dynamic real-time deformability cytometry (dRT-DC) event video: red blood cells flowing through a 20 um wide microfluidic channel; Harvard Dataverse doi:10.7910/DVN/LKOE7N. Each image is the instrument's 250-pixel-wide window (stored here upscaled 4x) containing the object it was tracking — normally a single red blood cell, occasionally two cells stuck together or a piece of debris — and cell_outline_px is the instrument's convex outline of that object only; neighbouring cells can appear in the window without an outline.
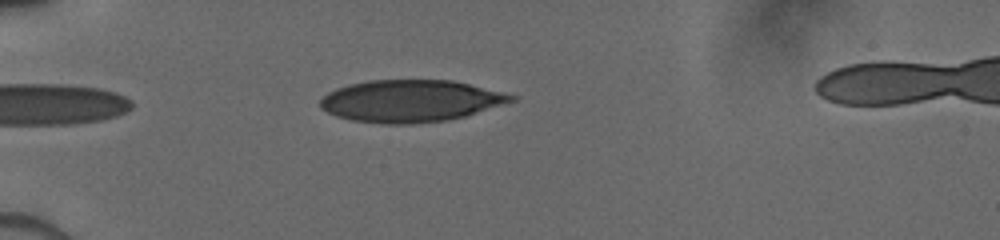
{"species": "human", "species_latin": "Homo sapiens", "temperature_condition": "cold", "stored_images_in_passage": 6, "camera_frame_rate_fps": 3000, "um_per_image_px": 0.085, "donor": {"sex": "male"}, "frame": {"image": 1, "passage_image": 6, "time_ms": 4.667, "image_size_px": [1000, 240], "cell_outline_px": [[516, 100], [464, 116], [448, 120], [412, 124], [388, 124], [352, 120], [336, 116], [320, 108], [320, 100], [328, 92], [336, 88], [348, 84], [368, 80], [452, 80], [516, 96]], "centroid_in_image_um": [34.84, 8.58], "position_along_channel_um": 50.2, "area_um2": 46.47}}